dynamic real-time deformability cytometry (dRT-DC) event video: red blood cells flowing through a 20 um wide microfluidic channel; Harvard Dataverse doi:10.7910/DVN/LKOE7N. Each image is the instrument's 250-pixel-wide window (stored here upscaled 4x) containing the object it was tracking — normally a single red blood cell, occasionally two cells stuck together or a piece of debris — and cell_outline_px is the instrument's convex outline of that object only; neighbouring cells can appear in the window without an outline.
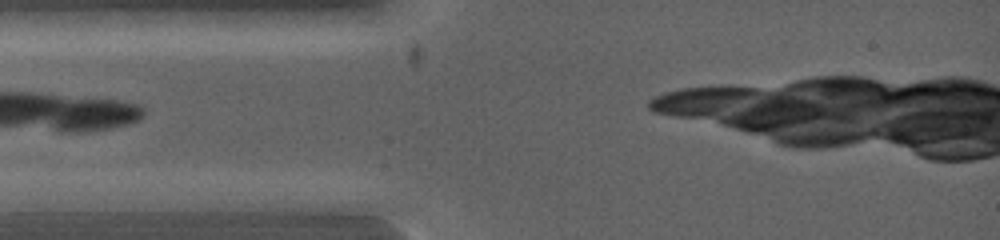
{"species": "common noctule bat (a hibernating species)", "species_latin": "Nyctalus noctula", "temperature_condition": "warm", "stored_images_in_passage": 2, "camera_frame_rate_fps": 5000, "um_per_image_px": 0.085, "animal": {"sex": "female", "body_mass_g": 19.0, "forearm_length_mm": 53.3}, "frame": {"image": 1, "passage_image": 1, "time_ms": 0.0, "image_size_px": [1000, 240], "cell_outline_px": [[124, 200], [116, 212], [16, 212], [16, 200], [80, 192]], "centroid_in_image_um": [5.9, 17.32], "position_along_channel_um": 79.1, "area_um2": 12.14}}